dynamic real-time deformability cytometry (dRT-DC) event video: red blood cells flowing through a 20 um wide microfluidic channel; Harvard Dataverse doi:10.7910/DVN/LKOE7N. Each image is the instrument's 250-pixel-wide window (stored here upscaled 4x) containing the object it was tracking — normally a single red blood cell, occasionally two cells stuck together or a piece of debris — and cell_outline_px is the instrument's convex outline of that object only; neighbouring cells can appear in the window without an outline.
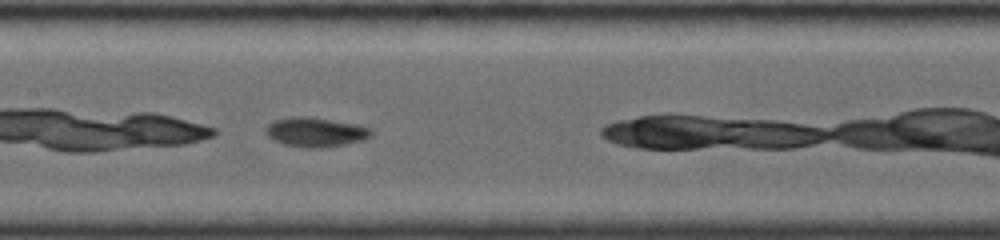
{"species": "common noctule bat (a hibernating species)", "species_latin": "Nyctalus noctula", "temperature_condition": "room temperature", "stored_images_in_passage": 45, "camera_frame_rate_fps": 4000, "um_per_image_px": 0.085, "animal": {"sex": "female", "body_mass_g": 19.0, "forearm_length_mm": 56.7}, "frame": {"image": 1, "passage_image": 14, "time_ms": 2.75, "image_size_px": [1000, 240], "cell_outline_px": [[372, 132], [364, 140], [344, 144], [320, 148], [308, 148], [284, 144], [268, 136], [264, 132], [264, 128], [268, 124], [276, 120], [292, 116], [304, 116], [356, 124], [368, 128]], "centroid_in_image_um": [26.77, 11.23], "position_along_channel_um": 180.6, "area_um2": 17.74}}